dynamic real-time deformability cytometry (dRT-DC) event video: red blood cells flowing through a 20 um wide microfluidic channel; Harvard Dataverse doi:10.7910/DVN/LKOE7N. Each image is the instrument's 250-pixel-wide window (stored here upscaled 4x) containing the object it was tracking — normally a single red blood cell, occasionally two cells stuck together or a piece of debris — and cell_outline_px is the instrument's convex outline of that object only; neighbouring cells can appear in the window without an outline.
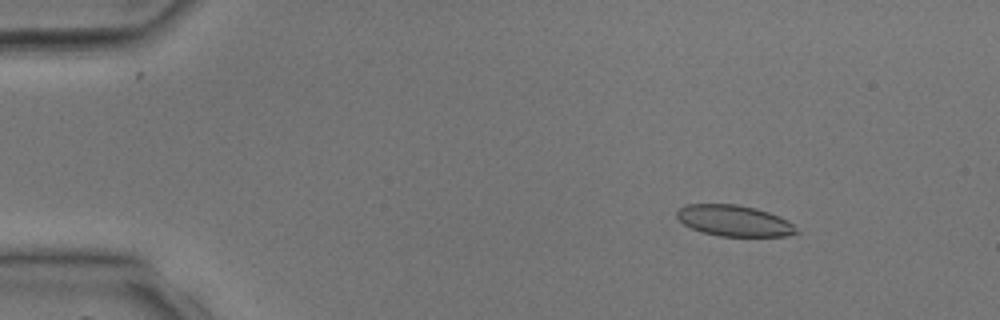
{"species": "common noctule bat (a hibernating species)", "species_latin": "Nyctalus noctula", "temperature_condition": "room temperature", "stored_images_in_passage": 39, "camera_frame_rate_fps": 3000, "um_per_image_px": 0.085, "animal": {"sex": "male", "body_mass_g": 17.9, "forearm_length_mm": 54.2}, "frame": {"image": 1, "passage_image": 6, "time_ms": 1.667, "image_size_px": [1000, 320], "cell_outline_px": [[800, 232], [784, 236], [720, 236], [700, 232], [684, 224], [676, 216], [676, 212], [680, 208], [688, 204], [736, 204], [756, 208], [780, 216], [788, 220]], "centroid_in_image_um": [62.41, 18.76], "position_along_channel_um": 22.6, "area_um2": 21.62}}
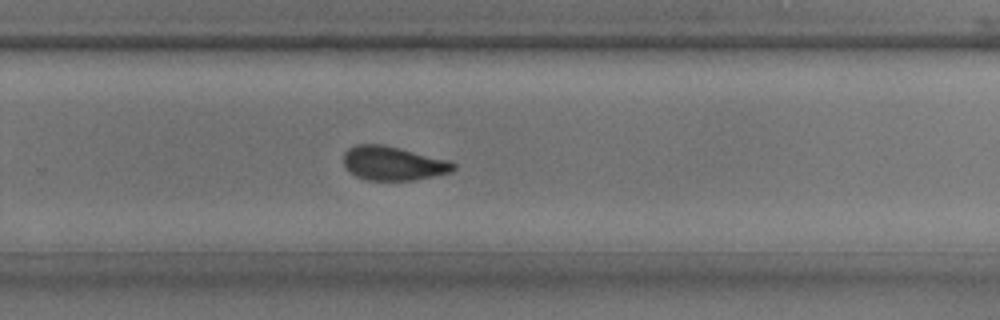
{"frame": {"image": 2, "passage_image": 27, "time_ms": 8.667, "image_size_px": [1000, 320], "cell_outline_px": [[456, 168], [452, 172], [412, 180], [364, 180], [348, 172], [344, 164], [344, 152], [348, 148], [356, 144], [380, 144], [448, 160], [456, 164]], "centroid_in_image_um": [33.38, 13.89], "position_along_channel_um": 296.4, "area_um2": 21.62}}
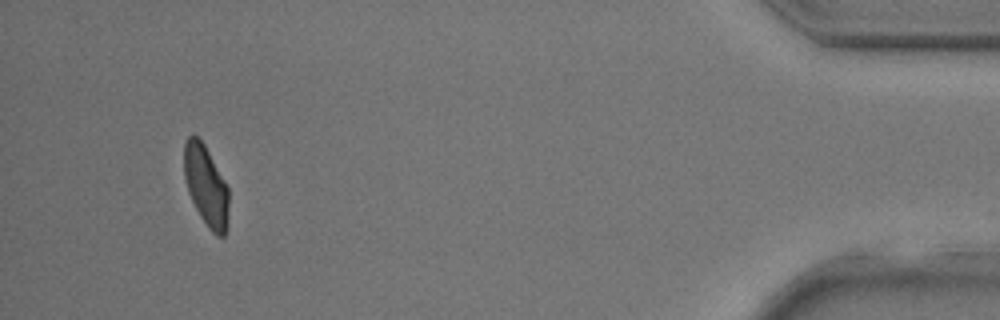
{"frame": {"image": 3, "passage_image": 38, "time_ms": 12.333, "image_size_px": [1000, 320], "cell_outline_px": [[228, 228], [224, 236], [216, 236], [208, 228], [200, 216], [188, 192], [184, 176], [184, 140], [188, 136], [196, 136], [204, 144], [224, 180], [228, 188]], "centroid_in_image_um": [17.51, 15.82], "position_along_channel_um": 417.7, "area_um2": 20.92}}